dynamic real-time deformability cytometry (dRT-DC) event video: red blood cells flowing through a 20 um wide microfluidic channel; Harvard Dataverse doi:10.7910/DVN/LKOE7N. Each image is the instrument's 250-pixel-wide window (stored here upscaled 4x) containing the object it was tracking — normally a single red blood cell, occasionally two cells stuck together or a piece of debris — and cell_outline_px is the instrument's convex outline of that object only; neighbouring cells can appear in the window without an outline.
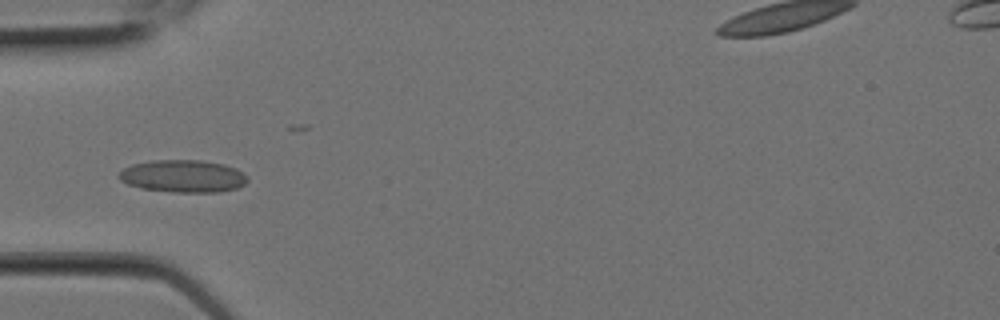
{"species": "Egyptian fruit bat (a non-hibernating species)", "species_latin": "Rousettus aegyptiacus", "temperature_condition": "room temperature", "stored_images_in_passage": 7, "camera_frame_rate_fps": 3000, "um_per_image_px": 0.085, "animal": {"sex": "female"}, "frame": {"image": 1, "passage_image": 6, "time_ms": 1.667, "image_size_px": [1000, 320], "cell_outline_px": [[248, 180], [244, 184], [236, 188], [220, 192], [172, 192], [140, 188], [128, 184], [120, 180], [116, 176], [124, 168], [132, 164], [152, 160], [200, 160], [224, 164], [236, 168], [248, 176]], "centroid_in_image_um": [15.55, 14.97], "position_along_channel_um": 69.4, "area_um2": 24.45}}
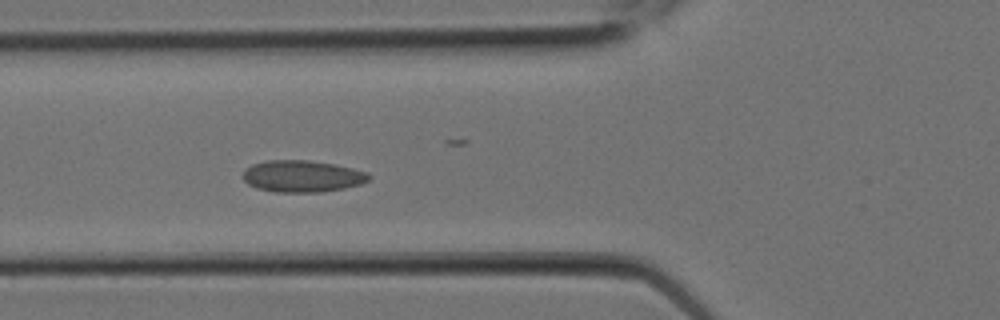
{"frame": {"image": 2, "passage_image": 7, "time_ms": 2.0, "image_size_px": [1000, 320], "cell_outline_px": [[372, 176], [368, 180], [360, 184], [344, 188], [320, 192], [276, 192], [256, 188], [248, 184], [244, 180], [244, 168], [252, 164], [268, 160], [308, 160], [336, 164], [368, 172]], "centroid_in_image_um": [25.69, 14.97], "position_along_channel_um": 100.1, "area_um2": 23.41}}